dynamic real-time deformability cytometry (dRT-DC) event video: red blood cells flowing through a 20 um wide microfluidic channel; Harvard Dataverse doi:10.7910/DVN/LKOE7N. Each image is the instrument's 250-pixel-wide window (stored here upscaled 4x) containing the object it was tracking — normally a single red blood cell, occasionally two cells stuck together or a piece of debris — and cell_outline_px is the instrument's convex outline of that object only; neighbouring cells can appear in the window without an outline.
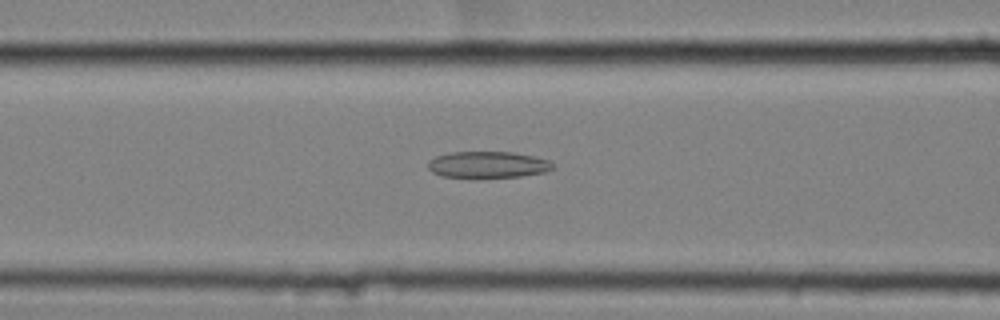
{"species": "common noctule bat (a hibernating species)", "species_latin": "Nyctalus noctula", "temperature_condition": "cold", "stored_images_in_passage": 59, "camera_frame_rate_fps": 3000, "um_per_image_px": 0.085, "animal": {"sex": "female", "body_mass_g": 25.1}, "frame": {"image": 1, "passage_image": 26, "time_ms": 8.333, "image_size_px": [1000, 320], "cell_outline_px": [[556, 168], [544, 172], [520, 176], [444, 176], [432, 172], [428, 168], [428, 160], [436, 156], [452, 152], [512, 152], [532, 156], [548, 160], [556, 164]], "centroid_in_image_um": [41.5, 13.97], "position_along_channel_um": 125.1, "area_um2": 18.84}}
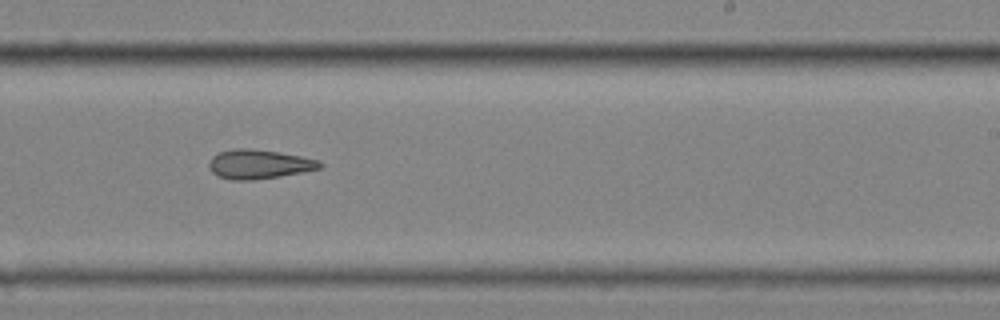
{"frame": {"image": 2, "passage_image": 38, "time_ms": 12.333, "image_size_px": [1000, 320], "cell_outline_px": [[324, 168], [304, 172], [252, 180], [232, 180], [220, 176], [212, 172], [208, 164], [212, 156], [220, 152], [232, 148], [248, 148], [280, 152], [320, 160], [324, 164]], "centroid_in_image_um": [22.06, 13.95], "position_along_channel_um": 266.9, "area_um2": 18.96}}
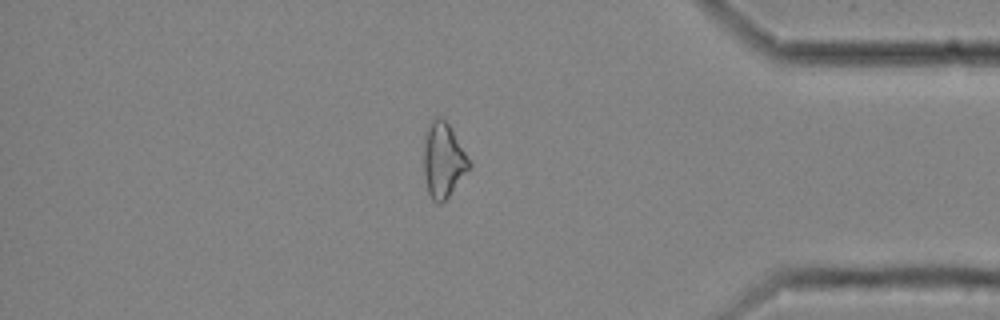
{"frame": {"image": 3, "passage_image": 51, "time_ms": 16.667, "image_size_px": [1000, 320], "cell_outline_px": [[472, 164], [448, 196], [440, 204], [436, 204], [432, 200], [428, 192], [424, 172], [424, 144], [428, 124], [436, 116], [440, 116], [452, 128]], "centroid_in_image_um": [37.67, 13.59], "position_along_channel_um": 397.5, "area_um2": 19.59}}